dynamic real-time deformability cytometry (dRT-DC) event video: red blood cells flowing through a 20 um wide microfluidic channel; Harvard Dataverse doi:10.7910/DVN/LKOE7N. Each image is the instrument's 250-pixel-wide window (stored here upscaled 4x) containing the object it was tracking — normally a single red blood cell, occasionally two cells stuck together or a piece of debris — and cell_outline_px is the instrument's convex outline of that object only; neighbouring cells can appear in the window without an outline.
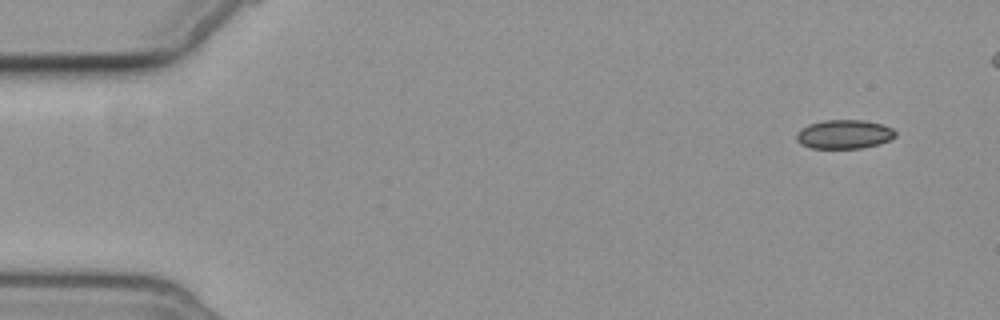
{"species": "common noctule bat (a hibernating species)", "species_latin": "Nyctalus noctula", "temperature_condition": "cold", "stored_images_in_passage": 3, "camera_frame_rate_fps": 3000, "um_per_image_px": 0.085, "animal": {"sex": "female", "body_mass_g": 19.3, "forearm_length_mm": 54.1}, "frame": {"image": 1, "passage_image": 1, "time_ms": 0.0, "image_size_px": [1000, 320], "cell_outline_px": [[896, 136], [880, 144], [860, 148], [812, 148], [800, 144], [796, 140], [796, 132], [800, 128], [808, 124], [824, 120], [864, 120], [880, 124], [892, 128], [896, 132]], "centroid_in_image_um": [71.72, 11.41], "position_along_channel_um": 13.3, "area_um2": 16.76}}